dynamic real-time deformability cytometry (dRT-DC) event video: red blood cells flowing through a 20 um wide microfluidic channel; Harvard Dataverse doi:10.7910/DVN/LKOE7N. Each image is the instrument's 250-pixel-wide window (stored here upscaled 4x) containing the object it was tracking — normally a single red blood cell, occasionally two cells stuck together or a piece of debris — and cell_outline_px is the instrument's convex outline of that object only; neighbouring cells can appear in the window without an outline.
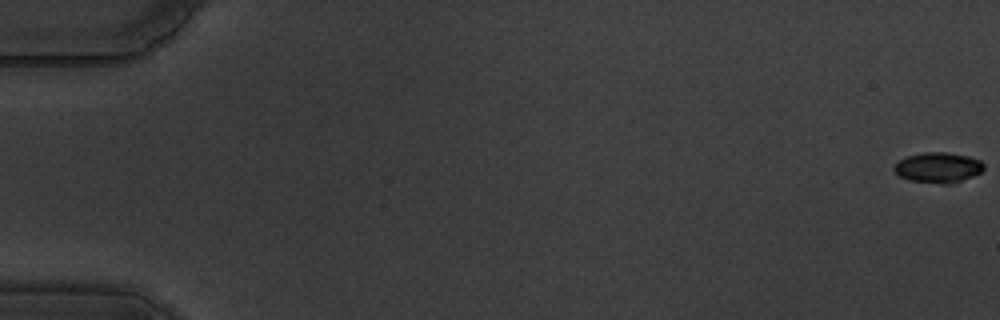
{"species": "common noctule bat (a hibernating species)", "species_latin": "Nyctalus noctula", "temperature_condition": "warm", "stored_images_in_passage": 60, "camera_frame_rate_fps": 3000, "um_per_image_px": 0.085, "animal": {"sex": "male", "body_mass_g": 19.5, "forearm_length_mm": 54.6}, "frame": {"image": 1, "passage_image": 1, "time_ms": 0.0, "image_size_px": [1000, 320], "cell_outline_px": [[984, 168], [980, 172], [972, 176], [952, 184], [940, 184], [908, 180], [900, 176], [892, 168], [900, 160], [908, 156], [924, 152], [944, 152], [968, 156], [980, 160], [984, 164]], "centroid_in_image_um": [79.74, 14.25], "position_along_channel_um": 5.3, "area_um2": 15.78}}
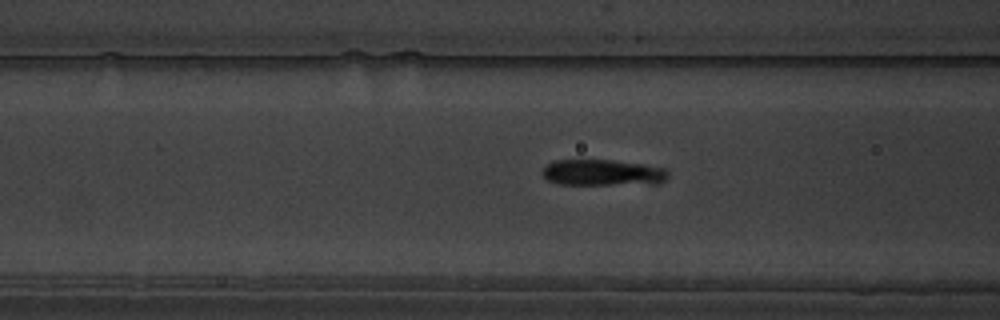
{"frame": {"image": 2, "passage_image": 25, "time_ms": 8.0, "image_size_px": [1000, 320], "cell_outline_px": [[668, 176], [660, 184], [560, 184], [548, 180], [540, 172], [544, 164], [552, 160], [612, 160], [644, 164], [664, 168], [668, 172]], "centroid_in_image_um": [51.2, 14.66], "position_along_channel_um": 115.4, "area_um2": 19.36}}
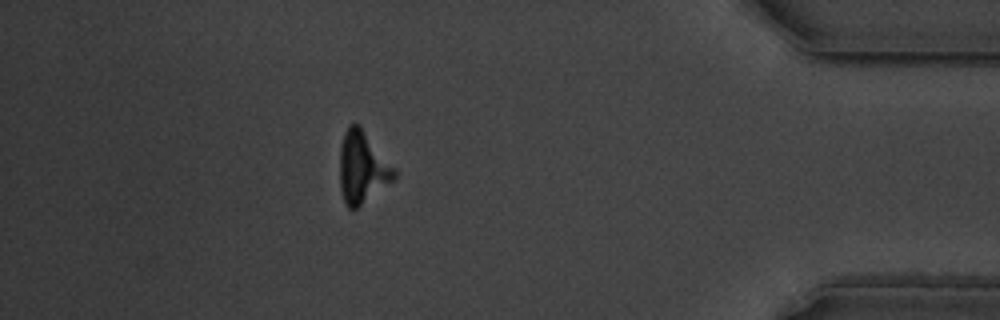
{"frame": {"image": 3, "passage_image": 53, "time_ms": 17.333, "image_size_px": [1000, 320], "cell_outline_px": [[396, 176], [392, 180], [356, 208], [348, 208], [344, 204], [340, 188], [340, 148], [344, 132], [348, 124], [360, 124], [396, 168]], "centroid_in_image_um": [30.79, 14.18], "position_along_channel_um": 404.4, "area_um2": 22.77}}